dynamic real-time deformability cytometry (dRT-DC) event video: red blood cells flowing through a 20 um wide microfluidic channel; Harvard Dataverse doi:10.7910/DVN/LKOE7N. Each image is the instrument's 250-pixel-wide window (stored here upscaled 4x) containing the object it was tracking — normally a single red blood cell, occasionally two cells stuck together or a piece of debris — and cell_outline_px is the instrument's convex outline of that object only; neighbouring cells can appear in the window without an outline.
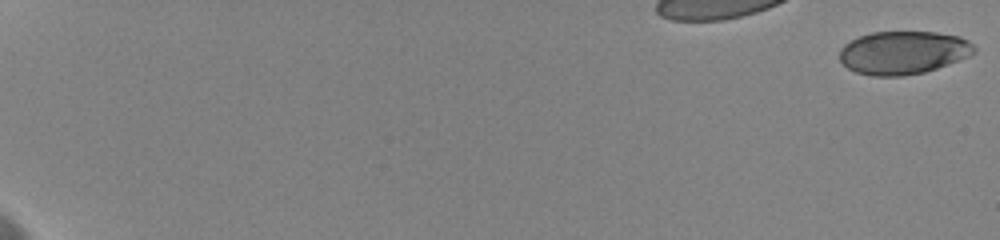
{"species": "human", "species_latin": "Homo sapiens", "temperature_condition": "cold", "stored_images_in_passage": 12, "camera_frame_rate_fps": 3000, "um_per_image_px": 0.085, "donor": {"sex": "female"}, "frame": {"image": 1, "passage_image": 1, "time_ms": 0.0, "image_size_px": [1000, 240], "cell_outline_px": [[976, 52], [968, 56], [948, 64], [924, 72], [900, 76], [872, 76], [856, 72], [848, 68], [840, 60], [840, 48], [844, 44], [860, 36], [872, 32], [936, 32], [960, 36], [968, 40], [976, 48]], "centroid_in_image_um": [76.78, 4.47], "position_along_channel_um": 8.2, "area_um2": 33.76}}